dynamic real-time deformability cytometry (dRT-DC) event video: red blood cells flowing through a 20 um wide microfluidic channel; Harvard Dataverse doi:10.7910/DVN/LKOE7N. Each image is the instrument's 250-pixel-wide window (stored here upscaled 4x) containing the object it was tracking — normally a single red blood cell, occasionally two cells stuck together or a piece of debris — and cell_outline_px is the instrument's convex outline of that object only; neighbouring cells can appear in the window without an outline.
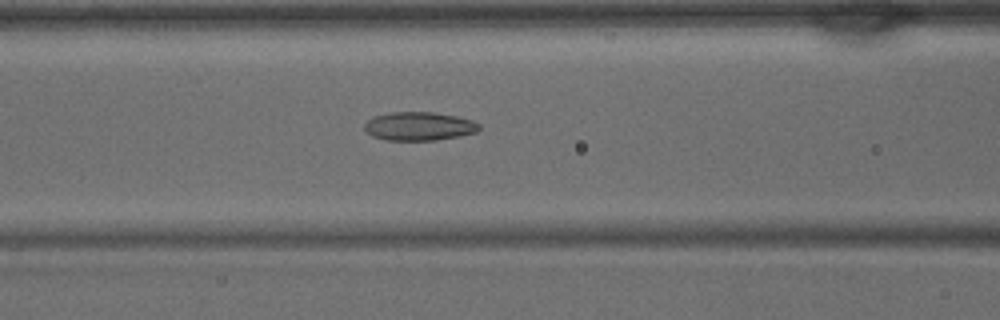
{"species": "common noctule bat (a hibernating species)", "species_latin": "Nyctalus noctula", "temperature_condition": "warm", "stored_images_in_passage": 16, "camera_frame_rate_fps": 3000, "um_per_image_px": 0.085, "animal": {"sex": "male", "body_mass_g": 15.6}, "frame": {"image": 1, "passage_image": 12, "time_ms": 3.667, "image_size_px": [1000, 320], "cell_outline_px": [[480, 128], [476, 132], [460, 136], [436, 140], [384, 140], [372, 136], [364, 128], [364, 124], [372, 116], [392, 112], [432, 112], [456, 116], [472, 120], [480, 124]], "centroid_in_image_um": [35.61, 10.73], "position_along_channel_um": 131.0, "area_um2": 19.13}}
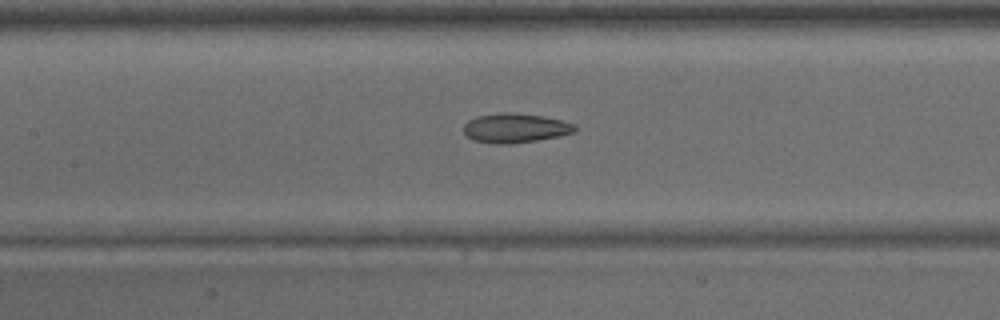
{"frame": {"image": 2, "passage_image": 14, "time_ms": 4.333, "image_size_px": [1000, 320], "cell_outline_px": [[576, 128], [572, 132], [556, 136], [536, 140], [504, 144], [496, 144], [472, 140], [464, 132], [464, 124], [468, 120], [476, 116], [504, 112], [508, 112], [540, 116], [560, 120], [572, 124]], "centroid_in_image_um": [43.71, 10.88], "position_along_channel_um": 163.7, "area_um2": 18.55}}